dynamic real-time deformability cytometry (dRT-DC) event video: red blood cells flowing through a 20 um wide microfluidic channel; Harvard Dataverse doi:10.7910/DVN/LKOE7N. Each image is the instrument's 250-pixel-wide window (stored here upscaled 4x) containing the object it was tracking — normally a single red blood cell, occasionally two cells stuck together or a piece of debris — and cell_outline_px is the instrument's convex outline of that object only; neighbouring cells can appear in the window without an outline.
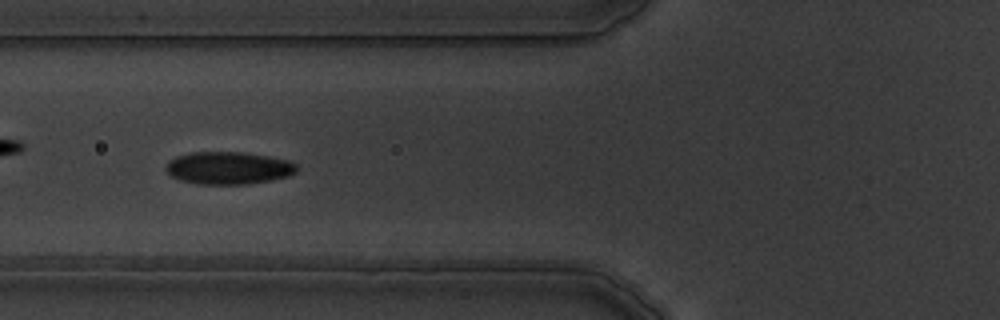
{"species": "common noctule bat (a hibernating species)", "species_latin": "Nyctalus noctula", "temperature_condition": "warm", "stored_images_in_passage": 9, "camera_frame_rate_fps": 3000, "um_per_image_px": 0.085, "animal": {"sex": "male", "body_mass_g": 19.5, "forearm_length_mm": 54.6}, "frame": {"image": 1, "passage_image": 6, "time_ms": 5.667, "image_size_px": [1000, 320], "cell_outline_px": [[300, 168], [296, 172], [288, 176], [272, 180], [248, 184], [196, 184], [180, 180], [172, 176], [164, 168], [168, 160], [176, 156], [192, 152], [244, 152], [268, 156], [288, 160], [296, 164]], "centroid_in_image_um": [19.42, 14.28], "position_along_channel_um": 106.4, "area_um2": 25.03}}
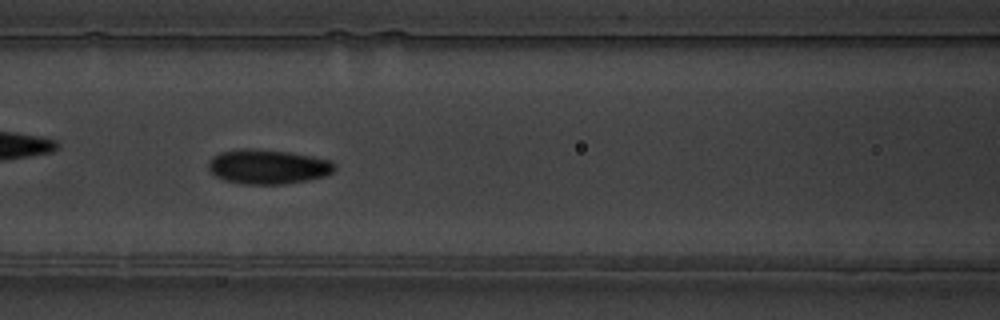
{"frame": {"image": 2, "passage_image": 7, "time_ms": 6.667, "image_size_px": [1000, 320], "cell_outline_px": [[336, 168], [332, 172], [324, 176], [308, 180], [284, 184], [240, 184], [224, 180], [216, 176], [208, 168], [208, 160], [212, 156], [220, 152], [236, 148], [252, 148], [288, 152], [312, 156], [332, 160], [336, 164]], "centroid_in_image_um": [22.75, 14.16], "position_along_channel_um": 143.8, "area_um2": 25.72}}